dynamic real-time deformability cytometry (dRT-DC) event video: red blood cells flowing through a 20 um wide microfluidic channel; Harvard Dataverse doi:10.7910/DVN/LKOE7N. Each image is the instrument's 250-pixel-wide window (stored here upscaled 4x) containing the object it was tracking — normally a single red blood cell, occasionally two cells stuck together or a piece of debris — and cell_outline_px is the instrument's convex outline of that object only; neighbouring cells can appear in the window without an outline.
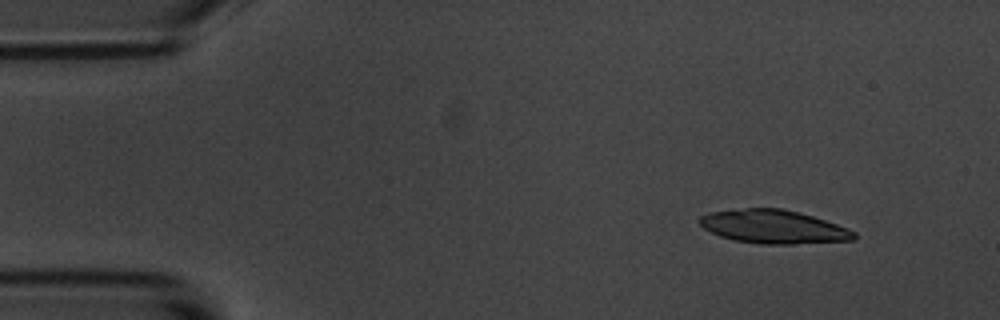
{"species": "common noctule bat (a hibernating species)", "species_latin": "Nyctalus noctula", "temperature_condition": "room temperature", "stored_images_in_passage": 6, "camera_frame_rate_fps": 3000, "um_per_image_px": 0.085, "animal": {"sex": "male", "body_mass_g": 20.1, "forearm_length_mm": 53.5}, "frame": {"image": 1, "passage_image": 1, "time_ms": 0.0, "image_size_px": [1000, 320], "cell_outline_px": [[856, 240], [796, 244], [760, 244], [732, 240], [720, 236], [704, 228], [696, 220], [700, 216], [708, 212], [744, 208], [780, 208], [812, 216], [848, 228], [856, 232]], "centroid_in_image_um": [65.73, 19.28], "position_along_channel_um": 19.3, "area_um2": 30.29}}